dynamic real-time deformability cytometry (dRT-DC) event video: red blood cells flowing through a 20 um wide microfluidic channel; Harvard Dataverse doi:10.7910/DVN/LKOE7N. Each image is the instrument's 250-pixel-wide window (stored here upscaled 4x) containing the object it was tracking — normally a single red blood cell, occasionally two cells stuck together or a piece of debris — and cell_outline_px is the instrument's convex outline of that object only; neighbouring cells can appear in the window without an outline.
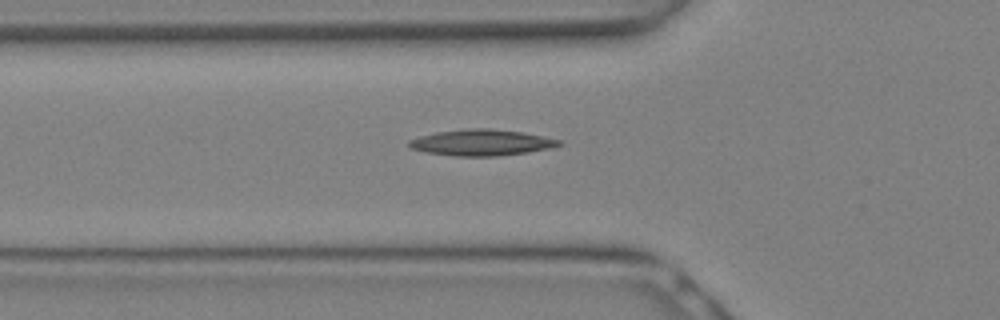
{"species": "Egyptian fruit bat (a non-hibernating species)", "species_latin": "Rousettus aegyptiacus", "temperature_condition": "warm", "stored_images_in_passage": 22, "camera_frame_rate_fps": 3000, "um_per_image_px": 0.085, "animal": {"sex": "female"}, "frame": {"image": 1, "passage_image": 5, "time_ms": 1.333, "image_size_px": [1000, 320], "cell_outline_px": [[564, 144], [552, 148], [528, 152], [496, 156], [452, 156], [424, 152], [408, 148], [408, 140], [420, 136], [436, 132], [468, 128], [488, 128], [524, 132], [560, 140]], "centroid_in_image_um": [40.91, 12.12], "position_along_channel_um": 84.9, "area_um2": 23.06}}
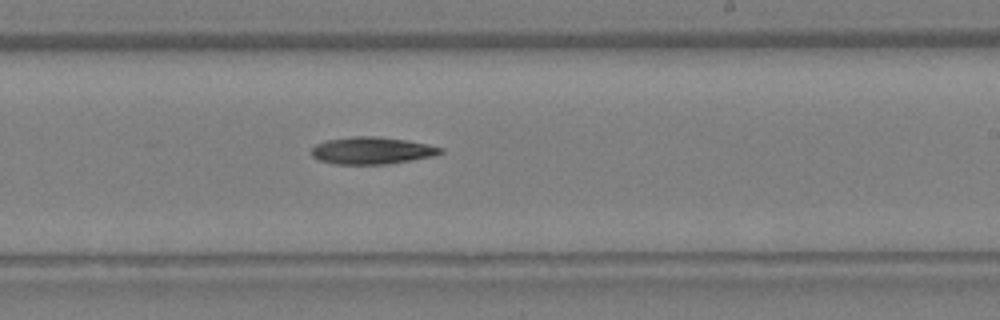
{"frame": {"image": 2, "passage_image": 12, "time_ms": 3.667, "image_size_px": [1000, 320], "cell_outline_px": [[444, 152], [436, 156], [388, 164], [336, 164], [320, 160], [312, 156], [312, 148], [316, 144], [324, 140], [352, 136], [372, 136], [404, 140], [444, 148]], "centroid_in_image_um": [31.61, 12.8], "position_along_channel_um": 257.4, "area_um2": 20.35}}
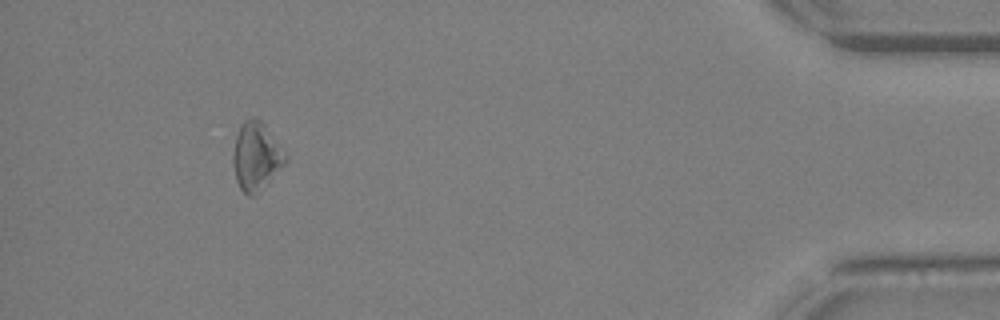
{"frame": {"image": 3, "passage_image": 21, "time_ms": 6.667, "image_size_px": [1000, 320], "cell_outline_px": [[288, 160], [256, 196], [248, 196], [240, 188], [236, 180], [232, 164], [232, 152], [236, 136], [240, 124], [244, 120], [260, 120], [264, 124], [288, 156]], "centroid_in_image_um": [21.76, 13.33], "position_along_channel_um": 413.4, "area_um2": 20.75}}